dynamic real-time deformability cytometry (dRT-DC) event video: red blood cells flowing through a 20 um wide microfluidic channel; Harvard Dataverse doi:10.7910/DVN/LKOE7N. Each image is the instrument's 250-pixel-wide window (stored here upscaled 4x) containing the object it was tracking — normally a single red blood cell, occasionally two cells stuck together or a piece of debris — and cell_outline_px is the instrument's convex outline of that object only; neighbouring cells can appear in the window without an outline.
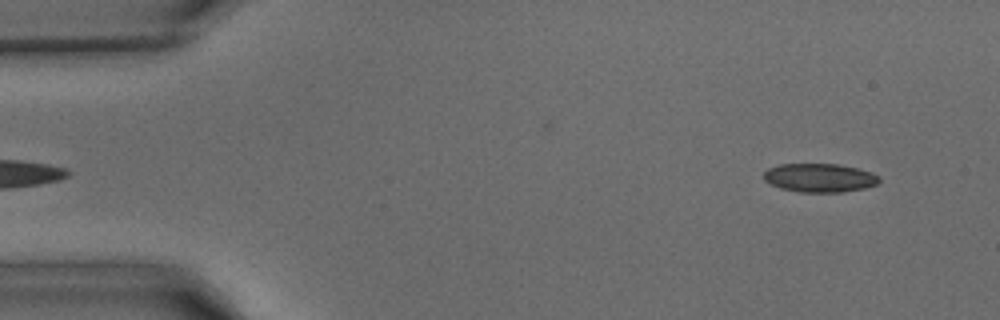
{"species": "common noctule bat (a hibernating species)", "species_latin": "Nyctalus noctula", "temperature_condition": "warm", "stored_images_in_passage": 36, "camera_frame_rate_fps": 3000, "um_per_image_px": 0.085, "animal": {"sex": "male", "body_mass_g": 15.6}, "frame": {"image": 1, "passage_image": 1, "time_ms": 0.0, "image_size_px": [1000, 320], "cell_outline_px": [[880, 180], [876, 184], [864, 188], [844, 192], [800, 192], [780, 188], [764, 180], [764, 172], [768, 168], [780, 164], [836, 164], [856, 168], [872, 172], [880, 176]], "centroid_in_image_um": [69.67, 15.11], "position_along_channel_um": 15.3, "area_um2": 19.25}}
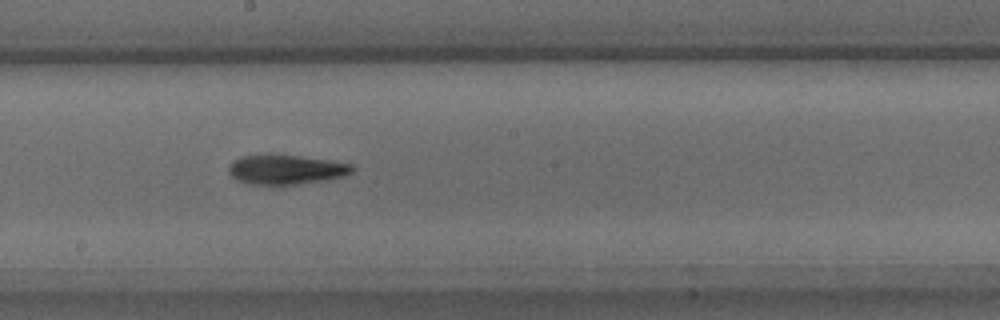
{"frame": {"image": 2, "passage_image": 20, "time_ms": 6.333, "image_size_px": [1000, 320], "cell_outline_px": [[356, 168], [352, 172], [344, 176], [328, 180], [296, 184], [248, 184], [236, 180], [228, 172], [228, 164], [232, 160], [240, 156], [268, 152], [272, 152], [352, 164]], "centroid_in_image_um": [24.24, 14.38], "position_along_channel_um": 224.0, "area_um2": 21.91}}
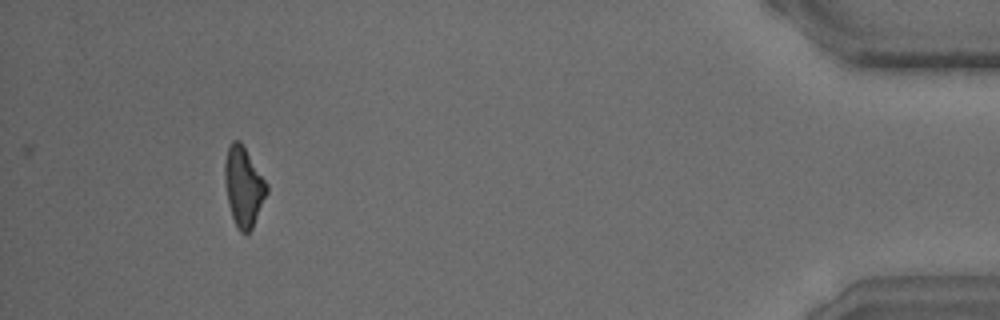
{"frame": {"image": 3, "passage_image": 36, "time_ms": 11.667, "image_size_px": [1000, 320], "cell_outline_px": [[268, 192], [252, 228], [248, 232], [240, 232], [236, 228], [228, 204], [224, 184], [224, 164], [228, 148], [232, 140], [240, 140], [268, 184]], "centroid_in_image_um": [20.69, 15.86], "position_along_channel_um": 414.5, "area_um2": 19.54}}